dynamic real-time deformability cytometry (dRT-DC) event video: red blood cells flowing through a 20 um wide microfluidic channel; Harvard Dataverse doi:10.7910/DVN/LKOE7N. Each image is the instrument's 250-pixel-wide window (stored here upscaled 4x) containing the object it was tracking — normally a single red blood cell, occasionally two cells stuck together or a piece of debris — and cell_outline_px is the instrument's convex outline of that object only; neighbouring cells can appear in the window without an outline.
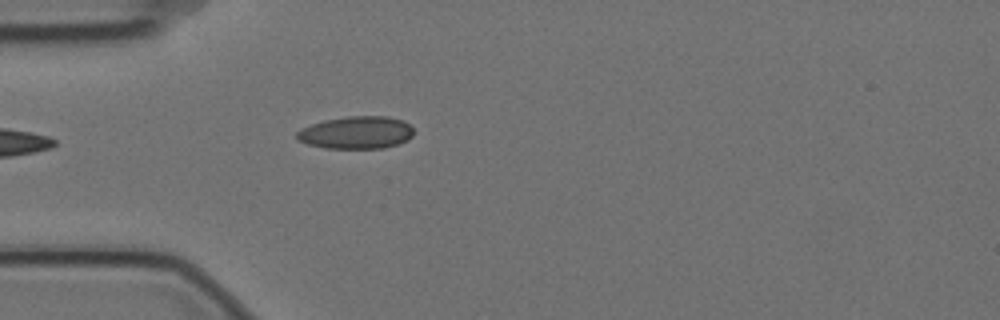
{"species": "Egyptian fruit bat (a non-hibernating species)", "species_latin": "Rousettus aegyptiacus", "temperature_condition": "cold", "stored_images_in_passage": 5, "camera_frame_rate_fps": 3000, "um_per_image_px": 0.085, "animal": {"sex": "female"}, "frame": {"image": 1, "passage_image": 5, "time_ms": 1.333, "image_size_px": [1000, 320], "cell_outline_px": [[412, 136], [408, 140], [396, 144], [380, 148], [324, 148], [308, 144], [300, 140], [296, 136], [296, 132], [300, 128], [324, 120], [348, 116], [388, 116], [404, 120], [412, 128]], "centroid_in_image_um": [30.28, 11.26], "position_along_channel_um": 54.7, "area_um2": 22.08}}